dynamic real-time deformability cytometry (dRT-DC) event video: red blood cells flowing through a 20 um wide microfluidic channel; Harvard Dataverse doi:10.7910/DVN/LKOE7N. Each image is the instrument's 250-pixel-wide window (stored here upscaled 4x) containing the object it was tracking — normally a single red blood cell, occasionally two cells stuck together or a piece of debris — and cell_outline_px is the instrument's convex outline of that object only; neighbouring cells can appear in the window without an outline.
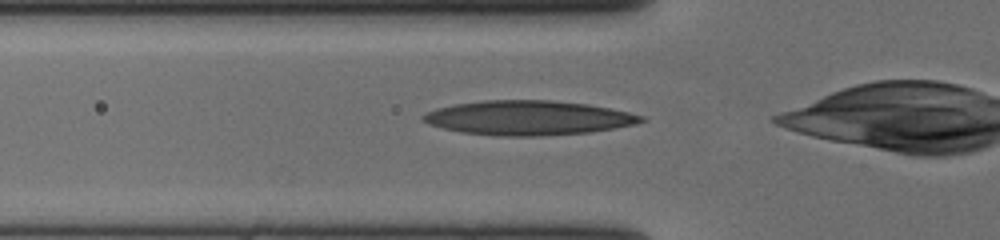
{"species": "human", "species_latin": "Homo sapiens", "temperature_condition": "cold", "stored_images_in_passage": 33, "camera_frame_rate_fps": 3000, "um_per_image_px": 0.085, "donor": {"sex": "female"}, "frame": {"image": 1, "passage_image": 2, "time_ms": 0.333, "image_size_px": [1000, 240], "cell_outline_px": [[648, 120], [636, 124], [588, 132], [540, 136], [496, 136], [460, 132], [428, 124], [420, 120], [420, 116], [436, 108], [456, 104], [484, 100], [552, 100], [588, 104], [612, 108], [644, 116]], "centroid_in_image_um": [44.9, 10.01], "position_along_channel_um": 80.9, "area_um2": 43.93}}
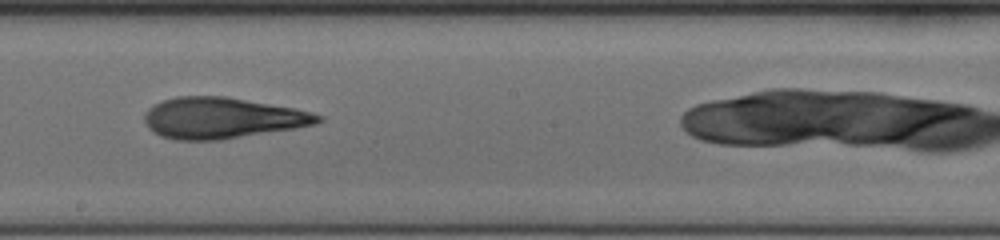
{"frame": {"image": 2, "passage_image": 14, "time_ms": 4.333, "image_size_px": [1000, 240], "cell_outline_px": [[324, 120], [316, 124], [296, 128], [224, 140], [176, 140], [160, 136], [152, 132], [148, 128], [144, 120], [144, 112], [148, 108], [160, 100], [176, 96], [224, 96], [296, 108], [312, 112], [324, 116]], "centroid_in_image_um": [18.87, 10.03], "position_along_channel_um": 229.3, "area_um2": 42.08}}
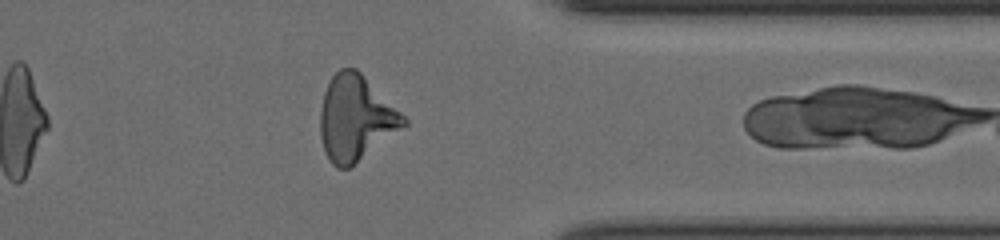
{"frame": {"image": 3, "passage_image": 27, "time_ms": 8.667, "image_size_px": [1000, 240], "cell_outline_px": [[408, 124], [348, 168], [336, 168], [332, 164], [324, 152], [320, 136], [320, 112], [324, 92], [332, 76], [340, 68], [356, 68], [408, 120]], "centroid_in_image_um": [30.2, 10.05], "position_along_channel_um": 381.2, "area_um2": 40.81}, "authors_computed_cell_mechanics": {"area_um2": 40.2288, "velocity_mm_per_s": 3.7133, "shape_relaxation_time_tau1_ms": 7.2662, "shape_relaxation_time_tau2_ms": 3.7702, "deformation_change_tau1": 0.2307, "deformation_change_tau2": 0.1455}}